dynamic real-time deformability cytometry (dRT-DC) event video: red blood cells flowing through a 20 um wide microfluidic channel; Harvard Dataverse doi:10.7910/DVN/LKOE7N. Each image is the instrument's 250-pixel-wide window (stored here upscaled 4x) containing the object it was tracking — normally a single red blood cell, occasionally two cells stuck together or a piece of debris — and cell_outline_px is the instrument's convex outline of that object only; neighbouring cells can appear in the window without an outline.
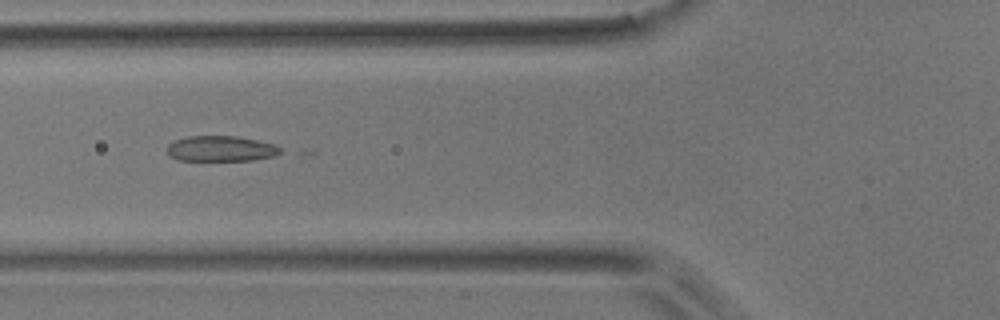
{"species": "common noctule bat (a hibernating species)", "species_latin": "Nyctalus noctula", "temperature_condition": "room temperature", "stored_images_in_passage": 7, "camera_frame_rate_fps": 3000, "um_per_image_px": 0.085, "animal": {"sex": "male", "body_mass_g": 17.9}, "frame": {"image": 1, "passage_image": 6, "time_ms": 5.667, "image_size_px": [1000, 320], "cell_outline_px": [[284, 152], [276, 156], [252, 160], [180, 160], [168, 156], [168, 144], [176, 140], [188, 136], [236, 136], [276, 144]], "centroid_in_image_um": [18.82, 12.64], "position_along_channel_um": 107.0, "area_um2": 16.88}}
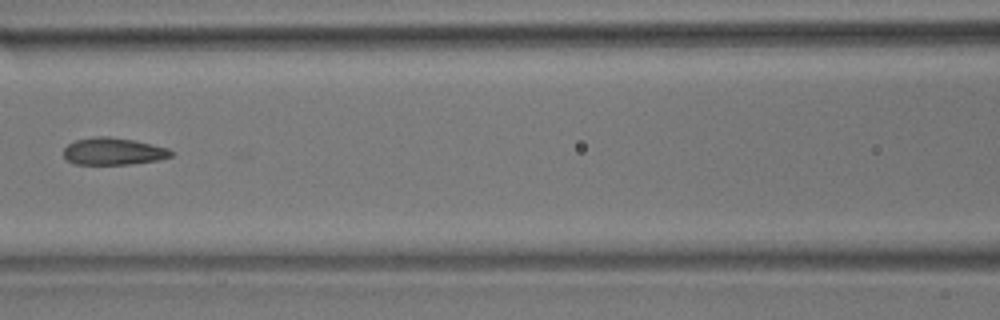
{"frame": {"image": 2, "passage_image": 7, "time_ms": 7.0, "image_size_px": [1000, 320], "cell_outline_px": [[176, 152], [172, 156], [160, 160], [128, 164], [72, 164], [64, 156], [64, 148], [68, 144], [76, 140], [96, 136], [108, 136], [132, 140], [168, 148]], "centroid_in_image_um": [9.65, 12.87], "position_along_channel_um": 157.0, "area_um2": 16.99}}